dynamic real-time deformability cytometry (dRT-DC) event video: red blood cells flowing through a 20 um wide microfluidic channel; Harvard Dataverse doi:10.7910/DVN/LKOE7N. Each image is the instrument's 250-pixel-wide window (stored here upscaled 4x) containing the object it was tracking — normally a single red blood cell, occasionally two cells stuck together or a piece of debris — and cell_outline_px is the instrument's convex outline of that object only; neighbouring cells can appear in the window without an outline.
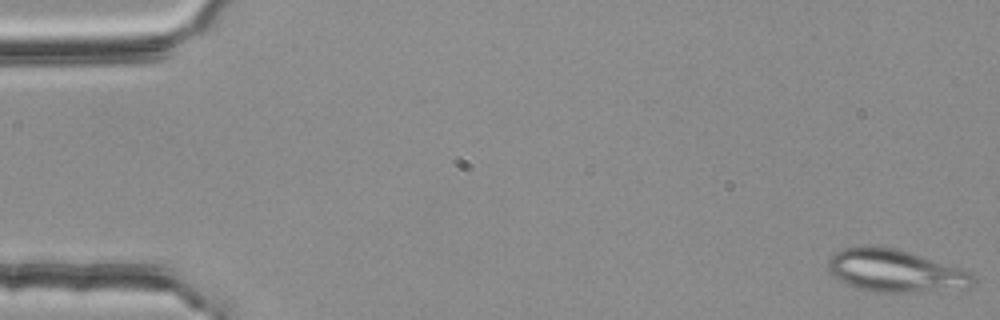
{"species": "common noctule bat (a hibernating species)", "species_latin": "Nyctalus noctula", "temperature_condition": "room temperature", "stored_images_in_passage": 53, "camera_frame_rate_fps": 3000, "um_per_image_px": 0.085, "animal": {"sex": "female", "body_mass_g": 25.1}, "frame": {"image": 1, "passage_image": 1, "time_ms": 0.0, "image_size_px": [1000, 320], "cell_outline_px": [[976, 284], [968, 288], [912, 292], [880, 292], [860, 288], [836, 280], [828, 272], [828, 260], [832, 252], [844, 248], [900, 248], [960, 268], [968, 272], [976, 280]], "centroid_in_image_um": [76.1, 23.03], "position_along_channel_um": 8.9, "area_um2": 35.66}}
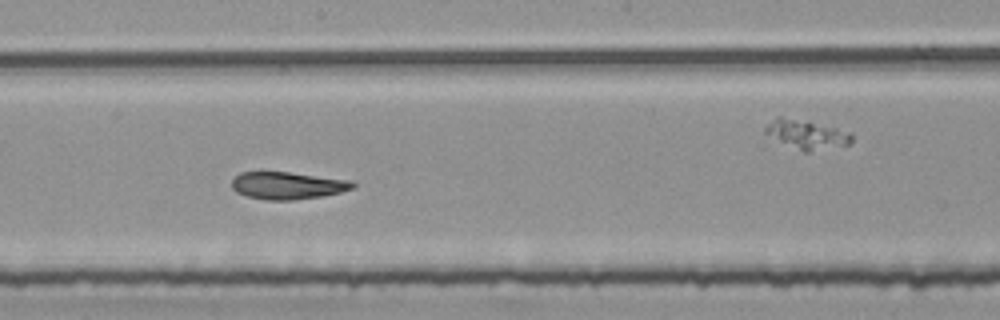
{"frame": {"image": 2, "passage_image": 30, "time_ms": 9.667, "image_size_px": [1000, 320], "cell_outline_px": [[356, 188], [340, 192], [320, 196], [292, 200], [264, 200], [248, 196], [236, 192], [232, 188], [232, 180], [240, 172], [288, 172], [352, 180], [356, 184]], "centroid_in_image_um": [24.46, 15.77], "position_along_channel_um": 223.7, "area_um2": 19.25}}
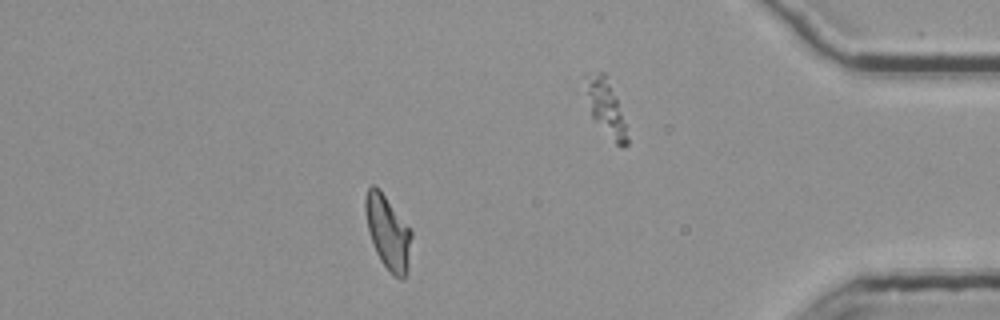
{"frame": {"image": 3, "passage_image": 48, "time_ms": 15.667, "image_size_px": [1000, 320], "cell_outline_px": [[412, 236], [408, 268], [404, 280], [400, 280], [392, 276], [380, 260], [376, 252], [368, 228], [364, 212], [364, 196], [368, 188], [372, 184], [380, 188], [412, 232]], "centroid_in_image_um": [32.97, 19.76], "position_along_channel_um": 402.2, "area_um2": 20.0}, "authors_computed_cell_mechanics": {"area_um2": 20.1722, "velocity_mm_per_s": 3.7571, "shape_relaxation_time_tau1_ms": 10.6924, "shape_relaxation_time_tau2_ms": 3.3973, "deformation_change_tau1": 0.2714, "deformation_change_tau2": 0.0842}}